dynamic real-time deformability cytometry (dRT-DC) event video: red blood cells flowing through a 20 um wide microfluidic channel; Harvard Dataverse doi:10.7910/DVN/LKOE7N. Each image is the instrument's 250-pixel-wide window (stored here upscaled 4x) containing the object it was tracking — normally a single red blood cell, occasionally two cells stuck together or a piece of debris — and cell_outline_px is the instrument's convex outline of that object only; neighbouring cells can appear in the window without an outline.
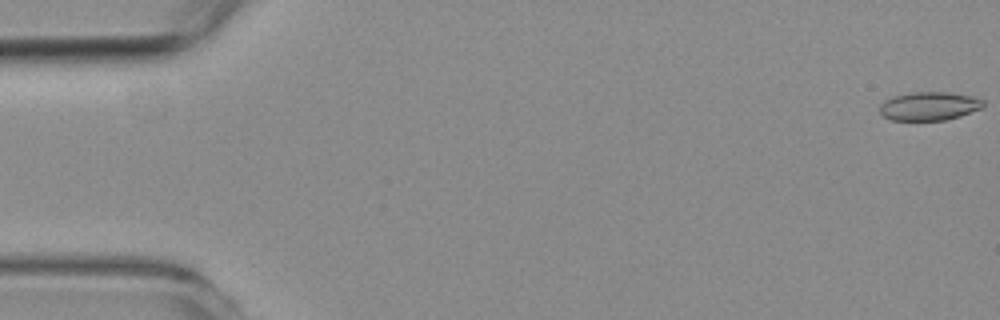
{"species": "common noctule bat (a hibernating species)", "species_latin": "Nyctalus noctula", "temperature_condition": "room temperature", "stored_images_in_passage": 18, "camera_frame_rate_fps": 3000, "um_per_image_px": 0.085, "animal": {"sex": "female", "body_mass_g": 19.3, "forearm_length_mm": 54.1}, "frame": {"image": 1, "passage_image": 1, "time_ms": 0.0, "image_size_px": [1000, 320], "cell_outline_px": [[984, 104], [980, 108], [960, 116], [944, 120], [892, 120], [884, 116], [880, 112], [880, 104], [884, 100], [892, 96], [908, 92], [948, 92], [972, 96], [984, 100]], "centroid_in_image_um": [78.95, 9.01], "position_along_channel_um": 6.1, "area_um2": 17.22}}
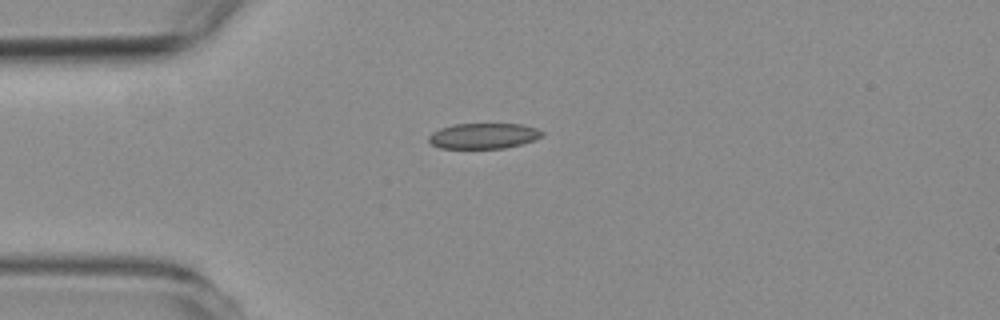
{"frame": {"image": 2, "passage_image": 15, "time_ms": 4.667, "image_size_px": [1000, 320], "cell_outline_px": [[544, 136], [520, 144], [504, 148], [440, 148], [432, 144], [428, 140], [428, 136], [432, 132], [440, 128], [452, 124], [524, 124], [536, 128], [544, 132]], "centroid_in_image_um": [41.09, 11.54], "position_along_channel_um": 43.9, "area_um2": 16.88}}